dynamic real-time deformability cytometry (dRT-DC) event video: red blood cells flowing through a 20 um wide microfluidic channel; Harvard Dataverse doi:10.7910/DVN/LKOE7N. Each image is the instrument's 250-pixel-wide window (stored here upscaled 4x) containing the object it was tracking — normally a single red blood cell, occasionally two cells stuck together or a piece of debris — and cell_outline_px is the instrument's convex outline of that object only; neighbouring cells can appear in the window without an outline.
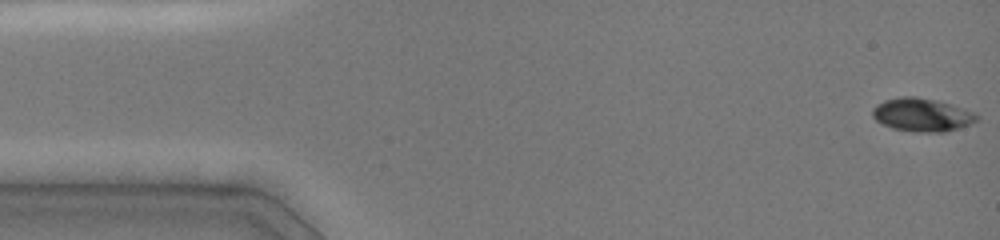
{"species": "common noctule bat (a hibernating species)", "species_latin": "Nyctalus noctula", "temperature_condition": "cold", "stored_images_in_passage": 33, "camera_frame_rate_fps": 3000, "um_per_image_px": 0.085, "animal": {"sex": "female", "body_mass_g": 19.0, "forearm_length_mm": 51.5}, "frame": {"image": 1, "passage_image": 1, "time_ms": 0.0, "image_size_px": [1000, 240], "cell_outline_px": [[980, 116], [976, 120], [968, 124], [944, 132], [912, 132], [892, 128], [876, 120], [872, 116], [872, 108], [876, 104], [884, 100], [900, 96], [916, 96], [936, 100], [972, 112]], "centroid_in_image_um": [78.29, 9.75], "position_along_channel_um": 6.7, "area_um2": 20.0}}
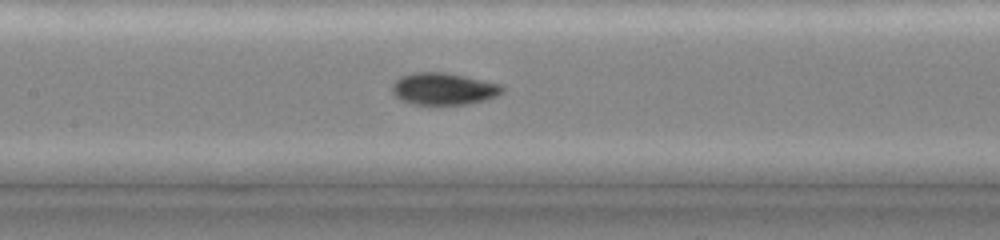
{"frame": {"image": 2, "passage_image": 15, "time_ms": 7.0, "image_size_px": [1000, 240], "cell_outline_px": [[504, 92], [496, 96], [484, 100], [468, 104], [436, 108], [412, 104], [400, 100], [392, 92], [392, 84], [400, 76], [412, 72], [444, 72], [504, 84]], "centroid_in_image_um": [37.7, 7.59], "position_along_channel_um": 169.7, "area_um2": 21.5}}
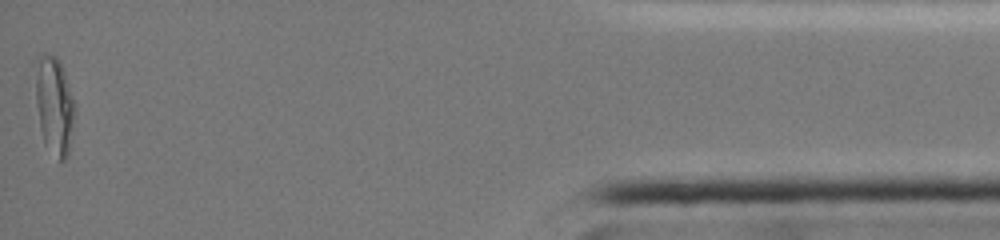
{"frame": {"image": 3, "passage_image": 33, "time_ms": 15.333, "image_size_px": [1000, 240], "cell_outline_px": [[76, 108], [68, 156], [64, 160], [60, 160], [44, 144], [40, 128], [36, 100], [32, 64], [36, 56], [40, 52], [56, 56], [60, 60]], "centroid_in_image_um": [4.57, 8.85], "position_along_channel_um": 430.6, "area_um2": 23.06}, "authors_computed_cell_mechanics": {"area_um2": 19.5942, "velocity_mm_per_s": 4.0544, "shape_relaxation_time_tau1_ms": null, "shape_relaxation_time_tau2_ms": 1.9237, "deformation_change_tau1": null, "deformation_change_tau2": 0.0478}}